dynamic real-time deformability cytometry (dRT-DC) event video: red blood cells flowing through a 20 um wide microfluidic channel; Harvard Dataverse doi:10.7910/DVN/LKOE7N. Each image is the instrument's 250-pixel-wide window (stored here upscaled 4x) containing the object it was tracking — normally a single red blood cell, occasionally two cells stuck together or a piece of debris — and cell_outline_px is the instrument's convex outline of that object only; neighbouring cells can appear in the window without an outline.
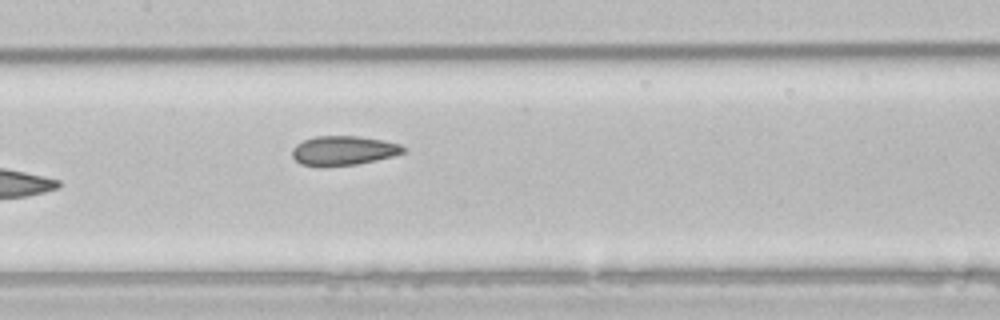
{"species": "common noctule bat (a hibernating species)", "species_latin": "Nyctalus noctula", "temperature_condition": "room temperature", "stored_images_in_passage": 6, "camera_frame_rate_fps": 3000, "um_per_image_px": 0.085, "animal": {"sex": "male", "body_mass_g": 21.5, "forearm_length_mm": 52.0}, "frame": {"image": 1, "passage_image": 6, "time_ms": 7.667, "image_size_px": [1000, 320], "cell_outline_px": [[408, 148], [404, 152], [392, 156], [376, 160], [356, 164], [324, 168], [300, 164], [292, 156], [292, 148], [296, 144], [304, 140], [316, 136], [360, 136], [384, 140], [400, 144]], "centroid_in_image_um": [29.18, 12.81], "position_along_channel_um": 178.2, "area_um2": 19.36}}